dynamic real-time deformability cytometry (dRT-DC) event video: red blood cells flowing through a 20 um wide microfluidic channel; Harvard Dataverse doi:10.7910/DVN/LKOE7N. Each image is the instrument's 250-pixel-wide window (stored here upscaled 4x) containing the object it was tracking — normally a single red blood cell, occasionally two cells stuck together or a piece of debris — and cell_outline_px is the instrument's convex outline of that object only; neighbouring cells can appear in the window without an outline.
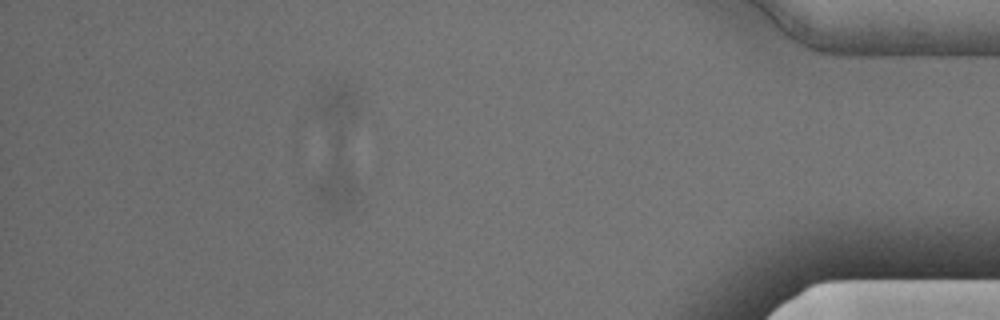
{"species": "Egyptian fruit bat (a non-hibernating species)", "species_latin": "Rousettus aegyptiacus", "temperature_condition": "cold", "stored_images_in_passage": 40, "segment_of_instrument_passage": [1, 2], "camera_frame_rate_fps": 3000, "um_per_image_px": 0.085, "animal": {"sex": "male"}, "frame": {"image": 1, "passage_image": 34, "time_ms": 11.0, "image_size_px": [1000, 320], "cell_outline_px": [[356, 184], [352, 208], [336, 216], [328, 212], [324, 208], [320, 200], [316, 108], [316, 88], [340, 84], [344, 84], [352, 92], [356, 100]], "centroid_in_image_um": [28.61, 12.51], "position_along_channel_um": 406.6, "area_um2": 33.76}}